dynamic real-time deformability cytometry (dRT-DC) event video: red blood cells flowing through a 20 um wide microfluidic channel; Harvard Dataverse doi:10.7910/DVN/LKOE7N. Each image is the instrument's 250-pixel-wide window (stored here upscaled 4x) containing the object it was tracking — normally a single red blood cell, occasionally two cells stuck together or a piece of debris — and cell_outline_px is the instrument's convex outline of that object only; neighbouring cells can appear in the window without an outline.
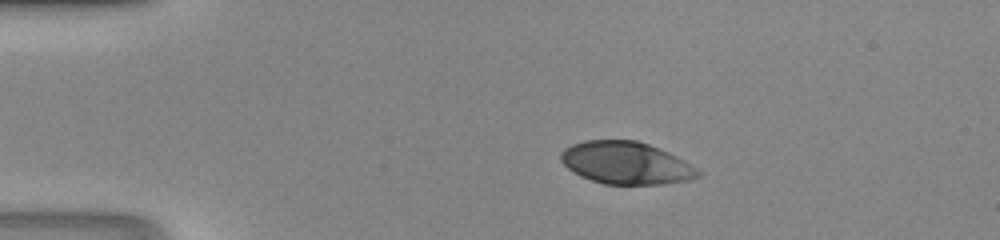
{"species": "human", "species_latin": "Homo sapiens", "temperature_condition": "room temperature", "stored_images_in_passage": 39, "camera_frame_rate_fps": 3000, "um_per_image_px": 0.085, "donor": {"sex": "male"}, "frame": {"image": 1, "passage_image": 1, "time_ms": 0.0, "image_size_px": [1000, 240], "cell_outline_px": [[700, 176], [688, 180], [660, 184], [604, 184], [580, 176], [572, 172], [560, 160], [560, 152], [564, 148], [572, 144], [584, 140], [636, 140], [648, 144], [668, 152], [696, 168], [700, 172]], "centroid_in_image_um": [53.16, 13.85], "position_along_channel_um": 31.8, "area_um2": 33.7}}
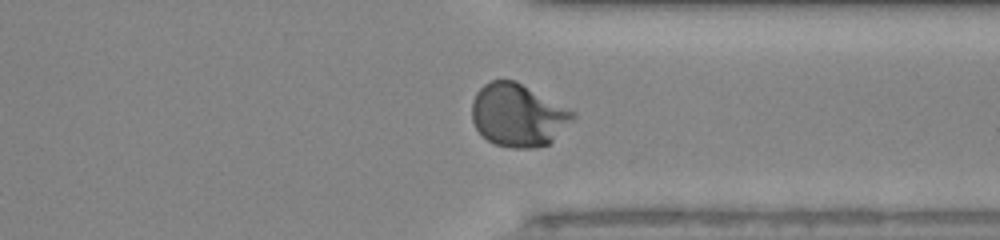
{"frame": {"image": 2, "passage_image": 28, "time_ms": 9.0, "image_size_px": [1000, 240], "cell_outline_px": [[576, 116], [548, 144], [536, 148], [512, 148], [496, 144], [488, 140], [476, 128], [472, 120], [472, 100], [476, 92], [484, 84], [492, 80], [516, 80], [576, 112]], "centroid_in_image_um": [44.02, 9.77], "position_along_channel_um": 367.4, "area_um2": 36.82}}
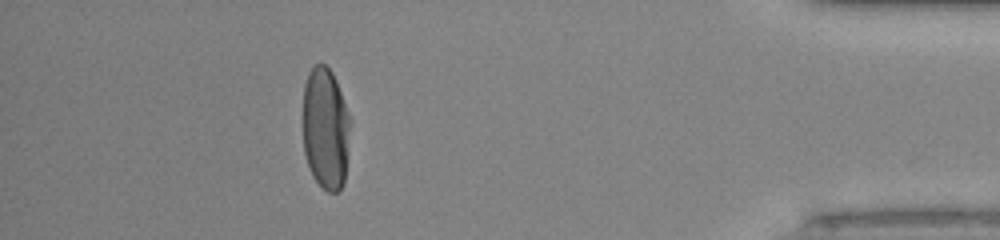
{"frame": {"image": 3, "passage_image": 34, "time_ms": 11.0, "image_size_px": [1000, 240], "cell_outline_px": [[348, 128], [344, 184], [336, 192], [328, 192], [312, 176], [304, 152], [304, 84], [308, 72], [320, 60], [332, 72], [336, 80], [348, 112]], "centroid_in_image_um": [27.64, 10.88], "position_along_channel_um": 407.6, "area_um2": 33.0}}